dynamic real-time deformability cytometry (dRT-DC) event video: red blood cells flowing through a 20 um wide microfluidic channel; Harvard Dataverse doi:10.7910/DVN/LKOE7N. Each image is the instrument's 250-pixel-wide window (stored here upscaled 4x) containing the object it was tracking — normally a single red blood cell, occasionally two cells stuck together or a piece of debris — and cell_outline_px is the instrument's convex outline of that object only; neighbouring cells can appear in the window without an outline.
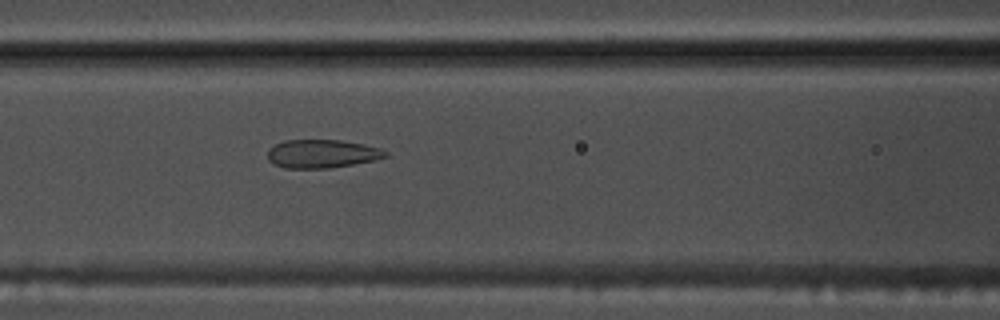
{"species": "common noctule bat (a hibernating species)", "species_latin": "Nyctalus noctula", "temperature_condition": "warm", "stored_images_in_passage": 54, "camera_frame_rate_fps": 3000, "um_per_image_px": 0.085, "animal": {"sex": "male", "body_mass_g": 17.5, "forearm_length_mm": 52.3}, "frame": {"image": 1, "passage_image": 23, "time_ms": 7.333, "image_size_px": [1000, 320], "cell_outline_px": [[388, 156], [376, 160], [328, 168], [284, 168], [272, 164], [268, 160], [268, 148], [284, 140], [340, 140], [380, 148], [388, 152]], "centroid_in_image_um": [27.34, 13.07], "position_along_channel_um": 139.3, "area_um2": 19.48}}
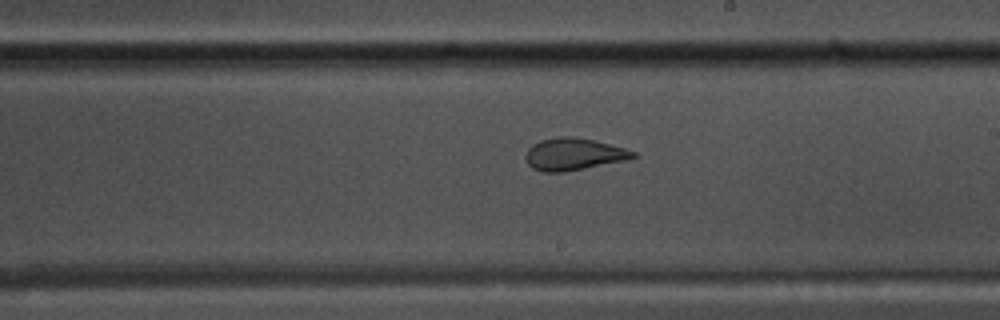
{"frame": {"image": 2, "passage_image": 31, "time_ms": 10.0, "image_size_px": [1000, 320], "cell_outline_px": [[636, 156], [628, 160], [564, 172], [540, 172], [532, 168], [528, 164], [524, 156], [528, 148], [532, 144], [540, 140], [560, 136], [576, 136], [624, 148], [636, 152]], "centroid_in_image_um": [48.72, 13.11], "position_along_channel_um": 240.3, "area_um2": 20.23}}
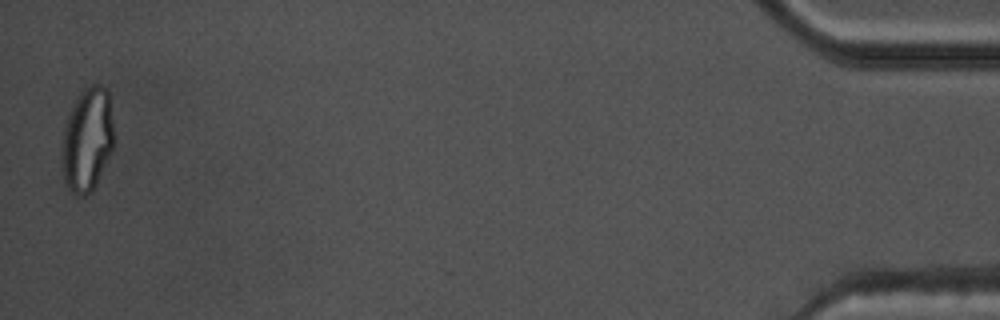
{"frame": {"image": 3, "passage_image": 53, "time_ms": 17.333, "image_size_px": [1000, 320], "cell_outline_px": [[112, 152], [96, 184], [84, 196], [76, 196], [68, 188], [64, 180], [60, 160], [60, 148], [64, 124], [76, 100], [84, 88], [92, 84], [100, 84], [108, 92], [112, 124]], "centroid_in_image_um": [7.37, 11.9], "position_along_channel_um": 427.8, "area_um2": 31.44}}